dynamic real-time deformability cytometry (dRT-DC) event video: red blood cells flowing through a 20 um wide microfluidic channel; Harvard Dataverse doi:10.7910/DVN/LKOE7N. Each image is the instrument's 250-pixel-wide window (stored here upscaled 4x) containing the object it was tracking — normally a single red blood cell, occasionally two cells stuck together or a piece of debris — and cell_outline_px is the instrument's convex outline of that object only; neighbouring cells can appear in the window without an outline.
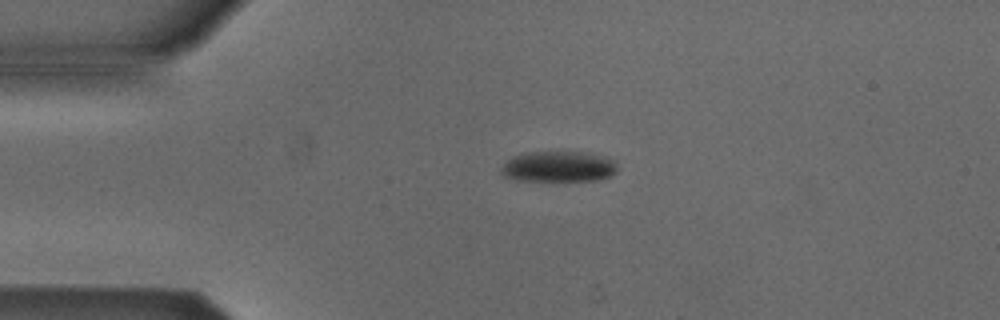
{"species": "Egyptian fruit bat (a non-hibernating species)", "species_latin": "Rousettus aegyptiacus", "temperature_condition": "cold", "stored_images_in_passage": 6, "camera_frame_rate_fps": 3000, "um_per_image_px": 0.085, "animal": {"sex": "male"}, "frame": {"image": 1, "passage_image": 1, "time_ms": 0.0, "image_size_px": [1000, 320], "cell_outline_px": [[616, 172], [608, 176], [596, 180], [516, 180], [504, 176], [500, 172], [500, 168], [512, 156], [524, 152], [580, 152], [612, 160], [616, 164]], "centroid_in_image_um": [47.38, 14.16], "position_along_channel_um": 37.6, "area_um2": 20.35}}
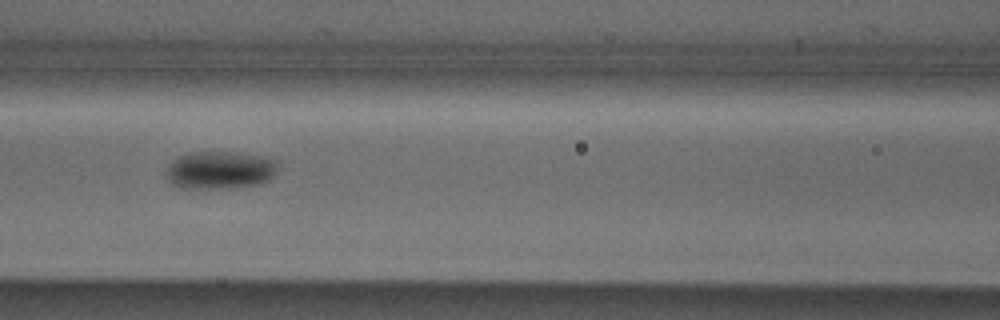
{"frame": {"image": 2, "passage_image": 4, "time_ms": 3.667, "image_size_px": [1000, 320], "cell_outline_px": [[276, 172], [268, 180], [260, 184], [236, 188], [180, 188], [172, 184], [168, 180], [168, 164], [172, 160], [188, 152], [240, 152], [260, 156], [276, 160]], "centroid_in_image_um": [18.69, 14.46], "position_along_channel_um": 147.9, "area_um2": 24.68}}
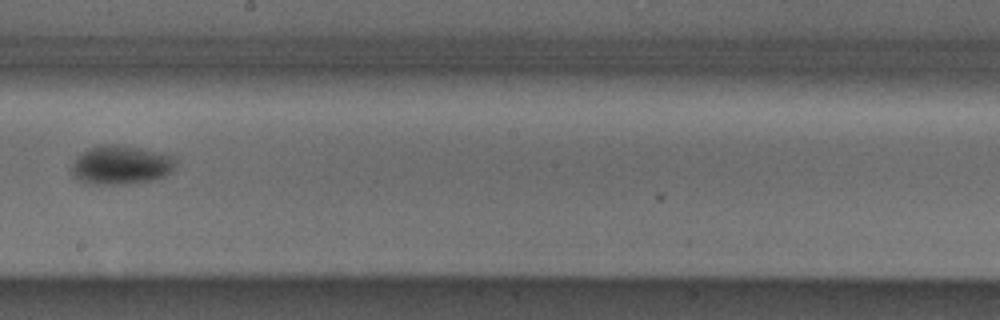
{"frame": {"image": 3, "passage_image": 6, "time_ms": 6.0, "image_size_px": [1000, 320], "cell_outline_px": [[176, 164], [172, 172], [156, 180], [132, 184], [88, 184], [72, 176], [72, 164], [88, 148], [100, 144], [112, 144], [140, 148], [160, 152], [176, 156]], "centroid_in_image_um": [10.34, 14.03], "position_along_channel_um": 237.9, "area_um2": 23.87}}